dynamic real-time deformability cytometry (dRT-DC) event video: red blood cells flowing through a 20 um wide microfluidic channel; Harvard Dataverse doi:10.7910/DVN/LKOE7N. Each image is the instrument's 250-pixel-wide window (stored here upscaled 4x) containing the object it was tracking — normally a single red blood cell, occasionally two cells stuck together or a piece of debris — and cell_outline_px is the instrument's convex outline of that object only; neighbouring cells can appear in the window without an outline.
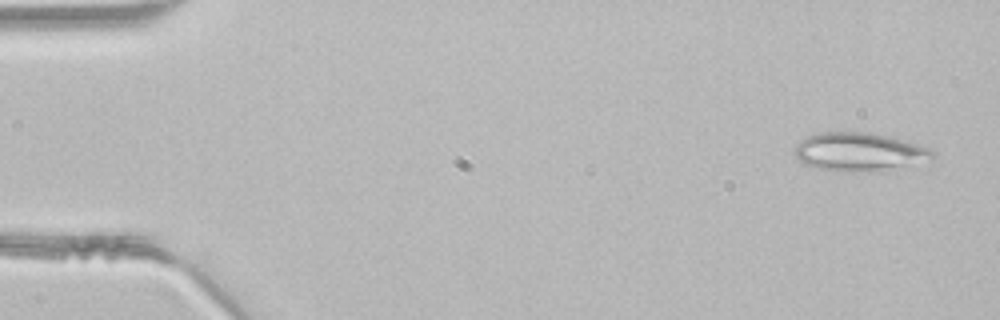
{"species": "common noctule bat (a hibernating species)", "species_latin": "Nyctalus noctula", "temperature_condition": "room temperature", "stored_images_in_passage": 46, "segment_of_instrument_passage": [1, 2], "camera_frame_rate_fps": 3000, "um_per_image_px": 0.085, "animal": {"sex": "male", "body_mass_g": 21.5, "forearm_length_mm": 52.0}, "frame": {"image": 1, "passage_image": 2, "time_ms": 0.333, "image_size_px": [1000, 320], "cell_outline_px": [[936, 156], [932, 160], [876, 172], [844, 172], [820, 168], [808, 164], [800, 160], [796, 156], [796, 144], [800, 140], [808, 136], [820, 132], [868, 132], [888, 136], [916, 144], [928, 148], [936, 152]], "centroid_in_image_um": [73.08, 12.91], "position_along_channel_um": 11.9, "area_um2": 30.81}}
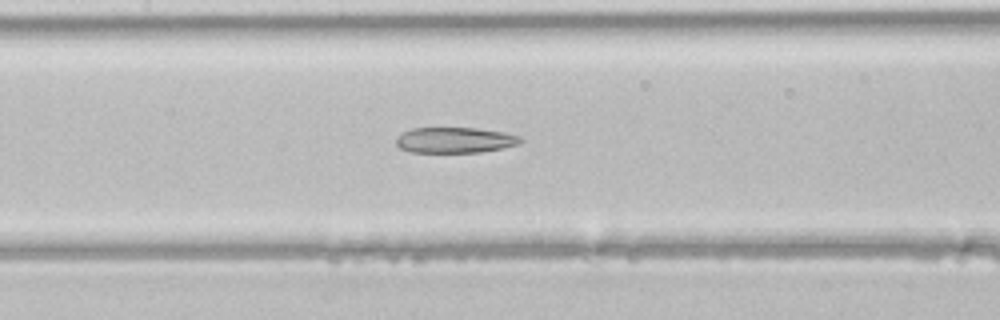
{"frame": {"image": 2, "passage_image": 21, "time_ms": 6.667, "image_size_px": [1000, 320], "cell_outline_px": [[524, 140], [520, 144], [480, 152], [412, 152], [400, 148], [396, 144], [396, 140], [404, 132], [412, 128], [476, 128], [504, 132], [520, 136]], "centroid_in_image_um": [38.7, 11.9], "position_along_channel_um": 168.7, "area_um2": 18.44}}
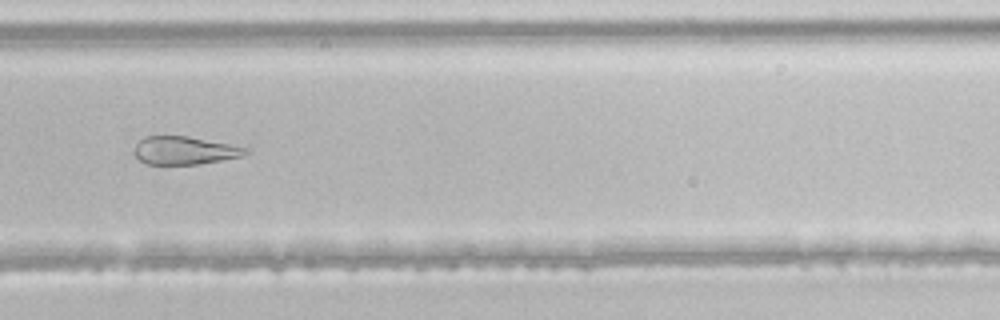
{"frame": {"image": 3, "passage_image": 31, "time_ms": 10.0, "image_size_px": [1000, 320], "cell_outline_px": [[252, 152], [240, 156], [200, 164], [148, 164], [140, 160], [132, 152], [136, 144], [144, 136], [188, 136], [252, 148]], "centroid_in_image_um": [15.72, 12.78], "position_along_channel_um": 314.1, "area_um2": 18.32}}